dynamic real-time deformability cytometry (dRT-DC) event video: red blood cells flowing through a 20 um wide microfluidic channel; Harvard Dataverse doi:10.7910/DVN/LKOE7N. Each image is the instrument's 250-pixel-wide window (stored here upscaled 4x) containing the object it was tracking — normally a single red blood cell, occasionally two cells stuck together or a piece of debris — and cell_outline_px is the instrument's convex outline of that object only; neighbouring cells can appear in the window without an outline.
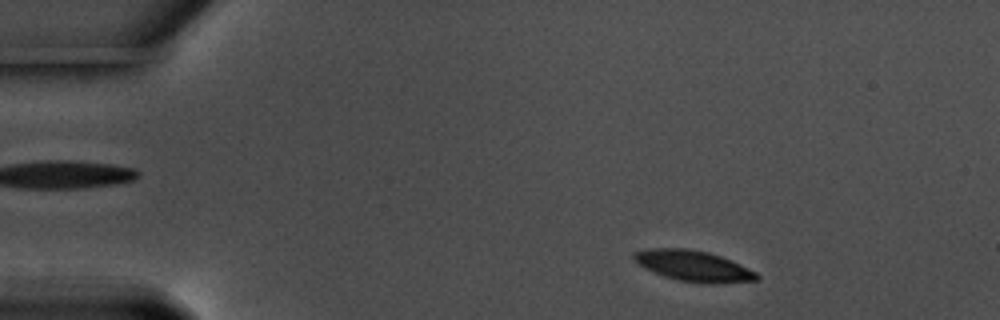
{"species": "common noctule bat (a hibernating species)", "species_latin": "Nyctalus noctula", "temperature_condition": "warm", "stored_images_in_passage": 54, "camera_frame_rate_fps": 3000, "um_per_image_px": 0.085, "animal": {"sex": "male", "body_mass_g": 17.5, "forearm_length_mm": 52.3}, "frame": {"image": 1, "passage_image": 5, "time_ms": 1.333, "image_size_px": [1000, 320], "cell_outline_px": [[760, 276], [756, 280], [712, 284], [700, 284], [680, 280], [664, 276], [644, 268], [632, 260], [632, 252], [652, 248], [688, 248], [708, 252], [720, 256], [756, 272]], "centroid_in_image_um": [58.88, 22.6], "position_along_channel_um": 26.1, "area_um2": 22.02}}
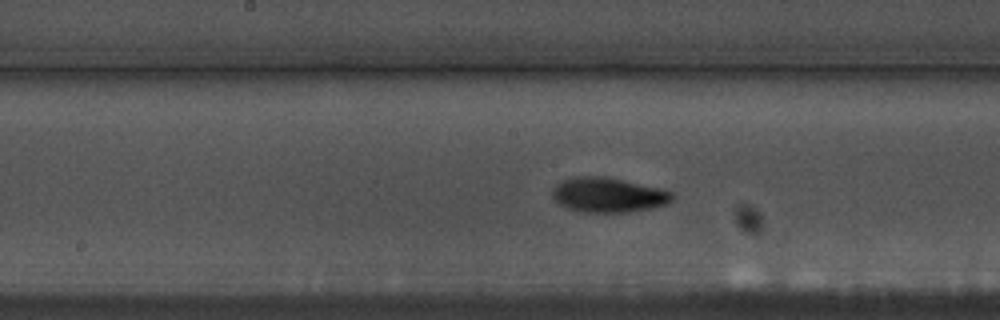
{"frame": {"image": 2, "passage_image": 26, "time_ms": 8.333, "image_size_px": [1000, 320], "cell_outline_px": [[676, 196], [672, 200], [664, 204], [652, 208], [628, 212], [584, 212], [568, 208], [560, 204], [552, 196], [552, 188], [556, 184], [564, 180], [576, 176], [608, 176], [660, 188], [672, 192]], "centroid_in_image_um": [51.71, 16.56], "position_along_channel_um": 196.5, "area_um2": 24.33}}
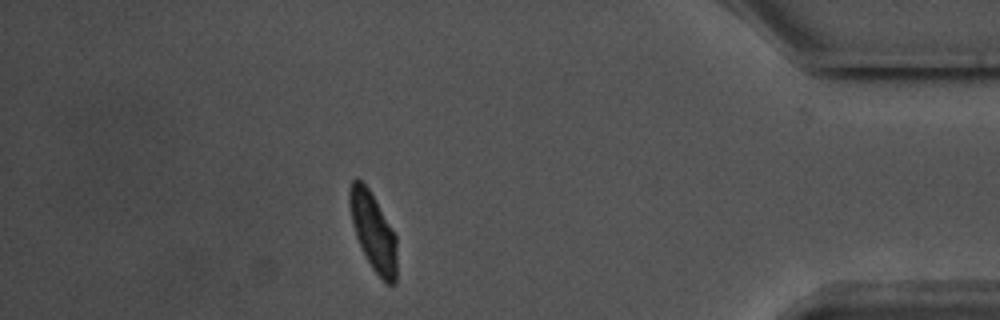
{"frame": {"image": 3, "passage_image": 47, "time_ms": 15.333, "image_size_px": [1000, 320], "cell_outline_px": [[396, 284], [388, 284], [372, 268], [356, 236], [352, 224], [348, 200], [348, 192], [352, 180], [356, 176], [368, 188], [396, 236]], "centroid_in_image_um": [31.7, 19.66], "position_along_channel_um": 403.5, "area_um2": 21.04}, "authors_computed_cell_mechanics": {"area_um2": 22.0218, "velocity_mm_per_s": 3.5394, "shape_relaxation_time_tau1_ms": 2.1336, "shape_relaxation_time_tau2_ms": 3.392, "deformation_change_tau1": 0.1292, "deformation_change_tau2": 0.0472}}